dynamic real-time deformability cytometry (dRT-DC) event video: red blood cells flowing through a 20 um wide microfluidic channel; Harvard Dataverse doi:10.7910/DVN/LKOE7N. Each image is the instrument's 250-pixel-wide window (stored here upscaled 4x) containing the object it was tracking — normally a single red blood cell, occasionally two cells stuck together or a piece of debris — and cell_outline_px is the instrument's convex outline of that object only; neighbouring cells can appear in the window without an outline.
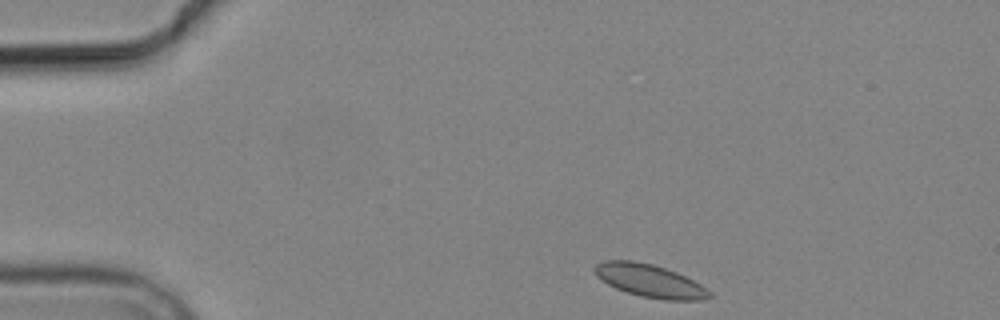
{"species": "common noctule bat (a hibernating species)", "species_latin": "Nyctalus noctula", "temperature_condition": "cold", "stored_images_in_passage": 4, "segment_of_instrument_passage": [1, 2], "camera_frame_rate_fps": 3000, "um_per_image_px": 0.085, "animal": {"sex": "male", "body_mass_g": 19.2, "forearm_length_mm": 51.8}, "frame": {"image": 1, "passage_image": 1, "time_ms": 0.0, "image_size_px": [1000, 320], "cell_outline_px": [[712, 296], [704, 300], [664, 300], [640, 296], [616, 288], [608, 284], [596, 276], [592, 268], [596, 264], [604, 260], [632, 260], [652, 264], [676, 272], [700, 284], [712, 292]], "centroid_in_image_um": [55.22, 23.87], "position_along_channel_um": 29.8, "area_um2": 21.96}}